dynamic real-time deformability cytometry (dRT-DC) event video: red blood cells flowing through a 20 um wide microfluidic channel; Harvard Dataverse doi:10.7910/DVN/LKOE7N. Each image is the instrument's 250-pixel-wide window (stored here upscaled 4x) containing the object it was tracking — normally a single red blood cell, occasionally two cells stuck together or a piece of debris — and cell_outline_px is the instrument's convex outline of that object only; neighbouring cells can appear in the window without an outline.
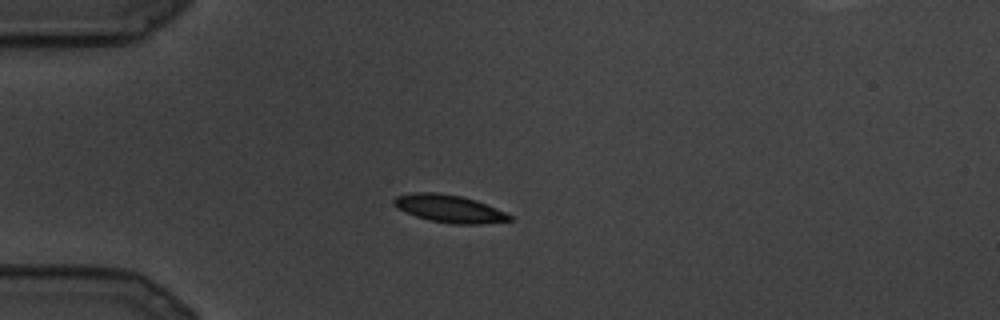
{"species": "common noctule bat (a hibernating species)", "species_latin": "Nyctalus noctula", "temperature_condition": "cold", "stored_images_in_passage": 11, "camera_frame_rate_fps": 3000, "um_per_image_px": 0.085, "animal": {"sex": "male", "body_mass_g": 19.5, "forearm_length_mm": 54.6}, "frame": {"image": 1, "passage_image": 7, "time_ms": 2.0, "image_size_px": [1000, 320], "cell_outline_px": [[512, 220], [484, 224], [452, 224], [428, 220], [416, 216], [396, 208], [392, 204], [392, 200], [396, 196], [412, 192], [436, 192], [460, 196], [476, 200], [496, 208], [512, 216]], "centroid_in_image_um": [38.15, 17.73], "position_along_channel_um": 46.8, "area_um2": 18.73}}
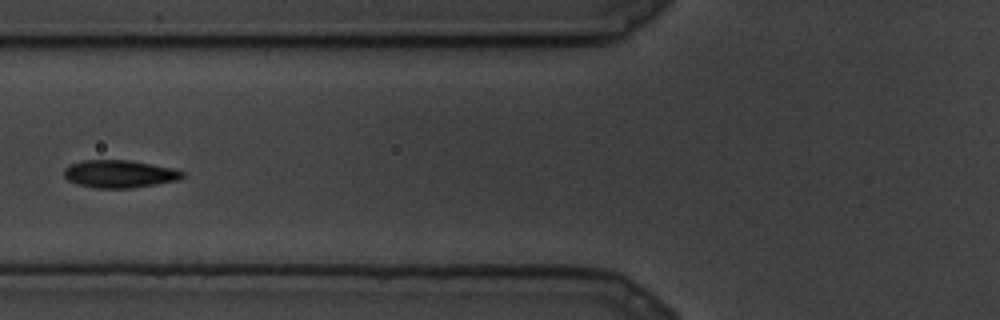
{"frame": {"image": 2, "passage_image": 10, "time_ms": 3.0, "image_size_px": [1000, 320], "cell_outline_px": [[184, 176], [180, 180], [132, 188], [96, 188], [76, 184], [68, 180], [64, 176], [64, 168], [68, 164], [80, 160], [128, 160], [152, 164], [172, 168], [184, 172]], "centroid_in_image_um": [10.12, 14.78], "position_along_channel_um": 115.7, "area_um2": 19.25}}